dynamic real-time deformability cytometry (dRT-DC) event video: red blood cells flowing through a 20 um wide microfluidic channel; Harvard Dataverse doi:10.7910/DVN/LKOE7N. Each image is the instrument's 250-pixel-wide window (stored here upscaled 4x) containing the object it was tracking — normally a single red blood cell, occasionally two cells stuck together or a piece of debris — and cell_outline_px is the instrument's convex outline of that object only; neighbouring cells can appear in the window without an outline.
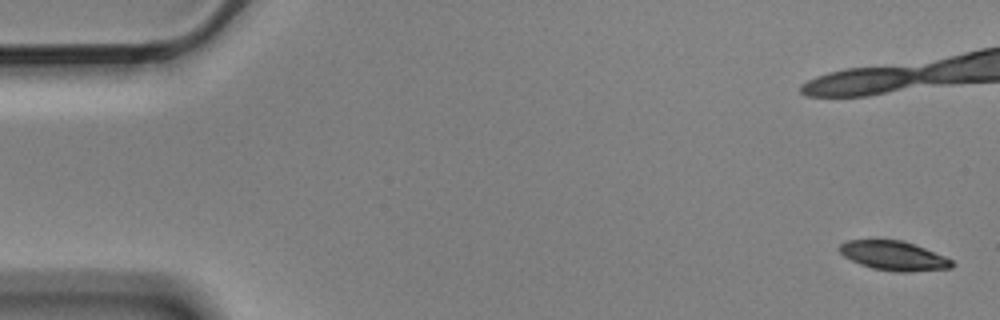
{"species": "Egyptian fruit bat (a non-hibernating species)", "species_latin": "Rousettus aegyptiacus", "temperature_condition": "cold", "stored_images_in_passage": 5, "camera_frame_rate_fps": 3000, "um_per_image_px": 0.085, "animal": {"sex": "male"}, "frame": {"image": 1, "passage_image": 1, "time_ms": 0.0, "image_size_px": [1000, 320], "cell_outline_px": [[956, 264], [952, 268], [908, 272], [900, 272], [872, 268], [860, 264], [844, 256], [840, 252], [840, 244], [848, 240], [900, 240], [924, 248], [944, 256], [952, 260]], "centroid_in_image_um": [75.99, 21.75], "position_along_channel_um": 9.0, "area_um2": 18.96}}